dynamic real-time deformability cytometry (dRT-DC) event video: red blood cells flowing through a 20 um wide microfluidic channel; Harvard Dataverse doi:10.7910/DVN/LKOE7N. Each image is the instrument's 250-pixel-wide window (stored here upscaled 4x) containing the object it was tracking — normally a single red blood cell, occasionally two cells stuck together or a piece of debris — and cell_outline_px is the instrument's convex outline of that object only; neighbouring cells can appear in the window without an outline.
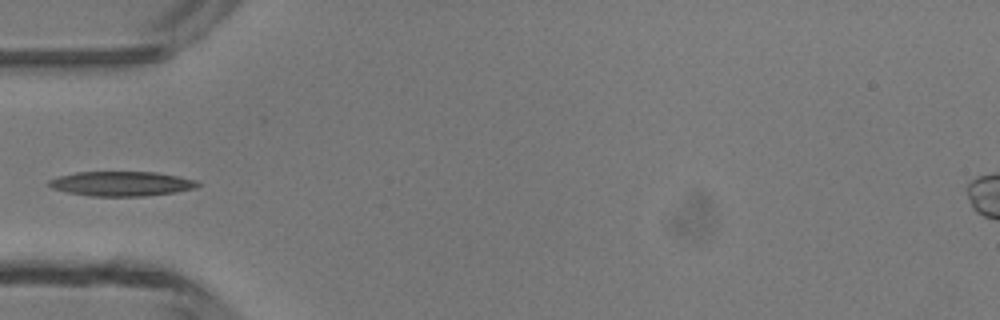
{"species": "common noctule bat (a hibernating species)", "species_latin": "Nyctalus noctula", "temperature_condition": "room temperature", "stored_images_in_passage": 5, "camera_frame_rate_fps": 3000, "um_per_image_px": 0.085, "animal": {"sex": "male", "body_mass_g": 13.3}, "frame": {"image": 1, "passage_image": 4, "time_ms": 4.667, "image_size_px": [1000, 320], "cell_outline_px": [[200, 184], [196, 188], [176, 192], [144, 196], [92, 196], [68, 192], [52, 188], [48, 184], [48, 180], [60, 176], [76, 172], [156, 172], [196, 180]], "centroid_in_image_um": [10.34, 15.61], "position_along_channel_um": 74.7, "area_um2": 21.21}}
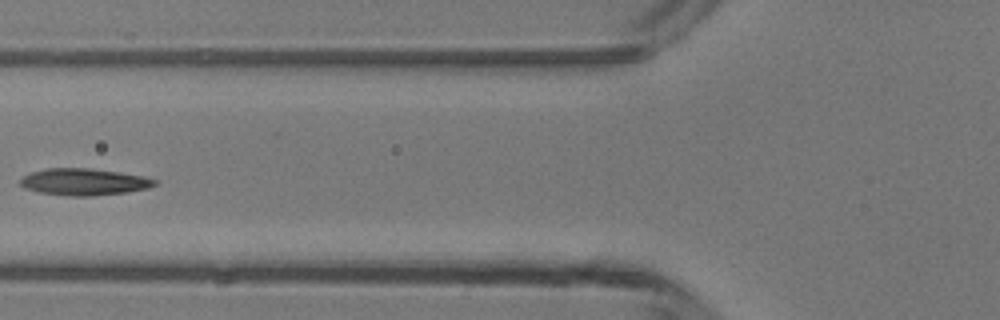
{"frame": {"image": 2, "passage_image": 5, "time_ms": 5.667, "image_size_px": [1000, 320], "cell_outline_px": [[160, 184], [148, 188], [128, 192], [92, 196], [68, 196], [40, 192], [24, 188], [20, 184], [20, 180], [24, 176], [32, 172], [48, 168], [88, 168], [120, 172], [144, 176], [160, 180]], "centroid_in_image_um": [7.22, 15.46], "position_along_channel_um": 118.6, "area_um2": 21.15}}